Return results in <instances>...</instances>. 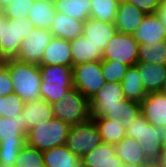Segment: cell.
Returning <instances> with one entry per match:
<instances>
[{"label": "cell", "instance_id": "cell-1", "mask_svg": "<svg viewBox=\"0 0 166 167\" xmlns=\"http://www.w3.org/2000/svg\"><path fill=\"white\" fill-rule=\"evenodd\" d=\"M91 118L120 119L125 130L141 114L139 102L126 100L121 82H106L89 100Z\"/></svg>", "mask_w": 166, "mask_h": 167}, {"label": "cell", "instance_id": "cell-2", "mask_svg": "<svg viewBox=\"0 0 166 167\" xmlns=\"http://www.w3.org/2000/svg\"><path fill=\"white\" fill-rule=\"evenodd\" d=\"M13 82L14 93L25 103L41 99L40 94V69L38 65L20 61L18 59H7L2 61Z\"/></svg>", "mask_w": 166, "mask_h": 167}, {"label": "cell", "instance_id": "cell-3", "mask_svg": "<svg viewBox=\"0 0 166 167\" xmlns=\"http://www.w3.org/2000/svg\"><path fill=\"white\" fill-rule=\"evenodd\" d=\"M126 136L140 144L149 162L159 161L162 143L166 140V126H153L140 114L126 129Z\"/></svg>", "mask_w": 166, "mask_h": 167}, {"label": "cell", "instance_id": "cell-4", "mask_svg": "<svg viewBox=\"0 0 166 167\" xmlns=\"http://www.w3.org/2000/svg\"><path fill=\"white\" fill-rule=\"evenodd\" d=\"M41 99L53 104L62 100L73 85V68L60 65L39 66Z\"/></svg>", "mask_w": 166, "mask_h": 167}, {"label": "cell", "instance_id": "cell-5", "mask_svg": "<svg viewBox=\"0 0 166 167\" xmlns=\"http://www.w3.org/2000/svg\"><path fill=\"white\" fill-rule=\"evenodd\" d=\"M35 28L28 16L18 19H7L0 16V61L15 59L18 56L21 42L29 37Z\"/></svg>", "mask_w": 166, "mask_h": 167}, {"label": "cell", "instance_id": "cell-6", "mask_svg": "<svg viewBox=\"0 0 166 167\" xmlns=\"http://www.w3.org/2000/svg\"><path fill=\"white\" fill-rule=\"evenodd\" d=\"M70 125L53 117L50 121H40L38 126L28 130L26 144L40 151H45L60 145H66Z\"/></svg>", "mask_w": 166, "mask_h": 167}, {"label": "cell", "instance_id": "cell-7", "mask_svg": "<svg viewBox=\"0 0 166 167\" xmlns=\"http://www.w3.org/2000/svg\"><path fill=\"white\" fill-rule=\"evenodd\" d=\"M53 115L73 126L91 118L89 100L75 88L70 89L62 98L52 104Z\"/></svg>", "mask_w": 166, "mask_h": 167}, {"label": "cell", "instance_id": "cell-8", "mask_svg": "<svg viewBox=\"0 0 166 167\" xmlns=\"http://www.w3.org/2000/svg\"><path fill=\"white\" fill-rule=\"evenodd\" d=\"M101 142L98 127L90 118L84 123L70 126L66 146L73 154L81 158Z\"/></svg>", "mask_w": 166, "mask_h": 167}, {"label": "cell", "instance_id": "cell-9", "mask_svg": "<svg viewBox=\"0 0 166 167\" xmlns=\"http://www.w3.org/2000/svg\"><path fill=\"white\" fill-rule=\"evenodd\" d=\"M73 85L88 100L106 83L101 69V60L79 63L73 67Z\"/></svg>", "mask_w": 166, "mask_h": 167}, {"label": "cell", "instance_id": "cell-10", "mask_svg": "<svg viewBox=\"0 0 166 167\" xmlns=\"http://www.w3.org/2000/svg\"><path fill=\"white\" fill-rule=\"evenodd\" d=\"M139 43L132 34L117 32L106 46L102 60H113L127 66L138 63Z\"/></svg>", "mask_w": 166, "mask_h": 167}, {"label": "cell", "instance_id": "cell-11", "mask_svg": "<svg viewBox=\"0 0 166 167\" xmlns=\"http://www.w3.org/2000/svg\"><path fill=\"white\" fill-rule=\"evenodd\" d=\"M53 38L49 30L34 28L29 37L21 42L16 59L30 64L40 65L43 53Z\"/></svg>", "mask_w": 166, "mask_h": 167}, {"label": "cell", "instance_id": "cell-12", "mask_svg": "<svg viewBox=\"0 0 166 167\" xmlns=\"http://www.w3.org/2000/svg\"><path fill=\"white\" fill-rule=\"evenodd\" d=\"M116 33L117 29L114 23L103 22L90 17L84 22L82 36L88 38L97 47V50L103 53Z\"/></svg>", "mask_w": 166, "mask_h": 167}, {"label": "cell", "instance_id": "cell-13", "mask_svg": "<svg viewBox=\"0 0 166 167\" xmlns=\"http://www.w3.org/2000/svg\"><path fill=\"white\" fill-rule=\"evenodd\" d=\"M82 167H122V160L116 155L115 145L101 142L81 157Z\"/></svg>", "mask_w": 166, "mask_h": 167}, {"label": "cell", "instance_id": "cell-14", "mask_svg": "<svg viewBox=\"0 0 166 167\" xmlns=\"http://www.w3.org/2000/svg\"><path fill=\"white\" fill-rule=\"evenodd\" d=\"M141 114L153 126H166V95L148 93L140 102Z\"/></svg>", "mask_w": 166, "mask_h": 167}, {"label": "cell", "instance_id": "cell-15", "mask_svg": "<svg viewBox=\"0 0 166 167\" xmlns=\"http://www.w3.org/2000/svg\"><path fill=\"white\" fill-rule=\"evenodd\" d=\"M133 36L139 44L151 46L158 41H166V29L156 13L147 14Z\"/></svg>", "mask_w": 166, "mask_h": 167}, {"label": "cell", "instance_id": "cell-16", "mask_svg": "<svg viewBox=\"0 0 166 167\" xmlns=\"http://www.w3.org/2000/svg\"><path fill=\"white\" fill-rule=\"evenodd\" d=\"M146 14L127 1H120L117 9L114 25L117 32L132 34L142 23Z\"/></svg>", "mask_w": 166, "mask_h": 167}, {"label": "cell", "instance_id": "cell-17", "mask_svg": "<svg viewBox=\"0 0 166 167\" xmlns=\"http://www.w3.org/2000/svg\"><path fill=\"white\" fill-rule=\"evenodd\" d=\"M60 65L72 67L70 41L53 37L46 47L39 66Z\"/></svg>", "mask_w": 166, "mask_h": 167}, {"label": "cell", "instance_id": "cell-18", "mask_svg": "<svg viewBox=\"0 0 166 167\" xmlns=\"http://www.w3.org/2000/svg\"><path fill=\"white\" fill-rule=\"evenodd\" d=\"M26 120L20 113L13 117L0 118V143H26Z\"/></svg>", "mask_w": 166, "mask_h": 167}, {"label": "cell", "instance_id": "cell-19", "mask_svg": "<svg viewBox=\"0 0 166 167\" xmlns=\"http://www.w3.org/2000/svg\"><path fill=\"white\" fill-rule=\"evenodd\" d=\"M141 77L145 93L160 92L166 77V66L138 62L135 65Z\"/></svg>", "mask_w": 166, "mask_h": 167}, {"label": "cell", "instance_id": "cell-20", "mask_svg": "<svg viewBox=\"0 0 166 167\" xmlns=\"http://www.w3.org/2000/svg\"><path fill=\"white\" fill-rule=\"evenodd\" d=\"M83 25L84 21H78L66 14L56 12L50 32L53 37L70 41L83 35Z\"/></svg>", "mask_w": 166, "mask_h": 167}, {"label": "cell", "instance_id": "cell-21", "mask_svg": "<svg viewBox=\"0 0 166 167\" xmlns=\"http://www.w3.org/2000/svg\"><path fill=\"white\" fill-rule=\"evenodd\" d=\"M116 155L124 164L143 166L149 163L140 144L131 137L126 136L115 144Z\"/></svg>", "mask_w": 166, "mask_h": 167}, {"label": "cell", "instance_id": "cell-22", "mask_svg": "<svg viewBox=\"0 0 166 167\" xmlns=\"http://www.w3.org/2000/svg\"><path fill=\"white\" fill-rule=\"evenodd\" d=\"M22 114L23 120H26L25 122L28 130L34 126H38L40 121L43 120L47 122L54 117L52 104L43 99H37L25 103Z\"/></svg>", "mask_w": 166, "mask_h": 167}, {"label": "cell", "instance_id": "cell-23", "mask_svg": "<svg viewBox=\"0 0 166 167\" xmlns=\"http://www.w3.org/2000/svg\"><path fill=\"white\" fill-rule=\"evenodd\" d=\"M45 167H82L81 158L73 154L66 145L42 152Z\"/></svg>", "mask_w": 166, "mask_h": 167}, {"label": "cell", "instance_id": "cell-24", "mask_svg": "<svg viewBox=\"0 0 166 167\" xmlns=\"http://www.w3.org/2000/svg\"><path fill=\"white\" fill-rule=\"evenodd\" d=\"M72 67L79 63L102 60V52L88 38L79 36L70 40Z\"/></svg>", "mask_w": 166, "mask_h": 167}, {"label": "cell", "instance_id": "cell-25", "mask_svg": "<svg viewBox=\"0 0 166 167\" xmlns=\"http://www.w3.org/2000/svg\"><path fill=\"white\" fill-rule=\"evenodd\" d=\"M92 119L98 127L102 142L115 145L126 137V130L122 120L107 119L105 117Z\"/></svg>", "mask_w": 166, "mask_h": 167}, {"label": "cell", "instance_id": "cell-26", "mask_svg": "<svg viewBox=\"0 0 166 167\" xmlns=\"http://www.w3.org/2000/svg\"><path fill=\"white\" fill-rule=\"evenodd\" d=\"M56 15L54 2L52 0L34 1L31 11L28 13L29 19L36 28L49 30Z\"/></svg>", "mask_w": 166, "mask_h": 167}, {"label": "cell", "instance_id": "cell-27", "mask_svg": "<svg viewBox=\"0 0 166 167\" xmlns=\"http://www.w3.org/2000/svg\"><path fill=\"white\" fill-rule=\"evenodd\" d=\"M56 12L66 14L78 21L91 16V0H53Z\"/></svg>", "mask_w": 166, "mask_h": 167}, {"label": "cell", "instance_id": "cell-28", "mask_svg": "<svg viewBox=\"0 0 166 167\" xmlns=\"http://www.w3.org/2000/svg\"><path fill=\"white\" fill-rule=\"evenodd\" d=\"M121 84L126 100L136 101L140 103L146 96L145 89L141 82V77L135 65L128 68L121 81Z\"/></svg>", "mask_w": 166, "mask_h": 167}, {"label": "cell", "instance_id": "cell-29", "mask_svg": "<svg viewBox=\"0 0 166 167\" xmlns=\"http://www.w3.org/2000/svg\"><path fill=\"white\" fill-rule=\"evenodd\" d=\"M138 62L166 66V41H158L151 46L139 44Z\"/></svg>", "mask_w": 166, "mask_h": 167}, {"label": "cell", "instance_id": "cell-30", "mask_svg": "<svg viewBox=\"0 0 166 167\" xmlns=\"http://www.w3.org/2000/svg\"><path fill=\"white\" fill-rule=\"evenodd\" d=\"M119 0H91V18L114 23Z\"/></svg>", "mask_w": 166, "mask_h": 167}, {"label": "cell", "instance_id": "cell-31", "mask_svg": "<svg viewBox=\"0 0 166 167\" xmlns=\"http://www.w3.org/2000/svg\"><path fill=\"white\" fill-rule=\"evenodd\" d=\"M15 167H45L42 151L26 144L17 156Z\"/></svg>", "mask_w": 166, "mask_h": 167}, {"label": "cell", "instance_id": "cell-32", "mask_svg": "<svg viewBox=\"0 0 166 167\" xmlns=\"http://www.w3.org/2000/svg\"><path fill=\"white\" fill-rule=\"evenodd\" d=\"M129 66L113 60H101L102 74L106 82H121Z\"/></svg>", "mask_w": 166, "mask_h": 167}, {"label": "cell", "instance_id": "cell-33", "mask_svg": "<svg viewBox=\"0 0 166 167\" xmlns=\"http://www.w3.org/2000/svg\"><path fill=\"white\" fill-rule=\"evenodd\" d=\"M34 4V0H14L3 8V15L7 19H20L28 16Z\"/></svg>", "mask_w": 166, "mask_h": 167}, {"label": "cell", "instance_id": "cell-34", "mask_svg": "<svg viewBox=\"0 0 166 167\" xmlns=\"http://www.w3.org/2000/svg\"><path fill=\"white\" fill-rule=\"evenodd\" d=\"M26 143H0V167H15L17 156Z\"/></svg>", "mask_w": 166, "mask_h": 167}, {"label": "cell", "instance_id": "cell-35", "mask_svg": "<svg viewBox=\"0 0 166 167\" xmlns=\"http://www.w3.org/2000/svg\"><path fill=\"white\" fill-rule=\"evenodd\" d=\"M4 117H13L22 113L25 102L15 93L3 97Z\"/></svg>", "mask_w": 166, "mask_h": 167}, {"label": "cell", "instance_id": "cell-36", "mask_svg": "<svg viewBox=\"0 0 166 167\" xmlns=\"http://www.w3.org/2000/svg\"><path fill=\"white\" fill-rule=\"evenodd\" d=\"M12 93H14L13 82L5 64L0 61V96L4 97Z\"/></svg>", "mask_w": 166, "mask_h": 167}, {"label": "cell", "instance_id": "cell-37", "mask_svg": "<svg viewBox=\"0 0 166 167\" xmlns=\"http://www.w3.org/2000/svg\"><path fill=\"white\" fill-rule=\"evenodd\" d=\"M127 2L144 12L146 15L155 14L160 6L158 0H127Z\"/></svg>", "mask_w": 166, "mask_h": 167}, {"label": "cell", "instance_id": "cell-38", "mask_svg": "<svg viewBox=\"0 0 166 167\" xmlns=\"http://www.w3.org/2000/svg\"><path fill=\"white\" fill-rule=\"evenodd\" d=\"M156 15L159 17L164 28L166 29V5H160L156 11Z\"/></svg>", "mask_w": 166, "mask_h": 167}, {"label": "cell", "instance_id": "cell-39", "mask_svg": "<svg viewBox=\"0 0 166 167\" xmlns=\"http://www.w3.org/2000/svg\"><path fill=\"white\" fill-rule=\"evenodd\" d=\"M158 163L160 166L166 167V140L162 143V151Z\"/></svg>", "mask_w": 166, "mask_h": 167}, {"label": "cell", "instance_id": "cell-40", "mask_svg": "<svg viewBox=\"0 0 166 167\" xmlns=\"http://www.w3.org/2000/svg\"><path fill=\"white\" fill-rule=\"evenodd\" d=\"M4 117V100L3 97L0 96V118Z\"/></svg>", "mask_w": 166, "mask_h": 167}, {"label": "cell", "instance_id": "cell-41", "mask_svg": "<svg viewBox=\"0 0 166 167\" xmlns=\"http://www.w3.org/2000/svg\"><path fill=\"white\" fill-rule=\"evenodd\" d=\"M14 0H0V5L2 8L6 7L7 5H9L11 2H13Z\"/></svg>", "mask_w": 166, "mask_h": 167}, {"label": "cell", "instance_id": "cell-42", "mask_svg": "<svg viewBox=\"0 0 166 167\" xmlns=\"http://www.w3.org/2000/svg\"><path fill=\"white\" fill-rule=\"evenodd\" d=\"M143 167H162V166H160L158 162H149L146 165H143Z\"/></svg>", "mask_w": 166, "mask_h": 167}, {"label": "cell", "instance_id": "cell-43", "mask_svg": "<svg viewBox=\"0 0 166 167\" xmlns=\"http://www.w3.org/2000/svg\"><path fill=\"white\" fill-rule=\"evenodd\" d=\"M160 92H162V93H164L166 95V77L164 79V83H163V86H162Z\"/></svg>", "mask_w": 166, "mask_h": 167}, {"label": "cell", "instance_id": "cell-44", "mask_svg": "<svg viewBox=\"0 0 166 167\" xmlns=\"http://www.w3.org/2000/svg\"><path fill=\"white\" fill-rule=\"evenodd\" d=\"M122 167H143V166H136V165H131V164H123Z\"/></svg>", "mask_w": 166, "mask_h": 167}, {"label": "cell", "instance_id": "cell-45", "mask_svg": "<svg viewBox=\"0 0 166 167\" xmlns=\"http://www.w3.org/2000/svg\"><path fill=\"white\" fill-rule=\"evenodd\" d=\"M159 5H166V0H158Z\"/></svg>", "mask_w": 166, "mask_h": 167}, {"label": "cell", "instance_id": "cell-46", "mask_svg": "<svg viewBox=\"0 0 166 167\" xmlns=\"http://www.w3.org/2000/svg\"><path fill=\"white\" fill-rule=\"evenodd\" d=\"M0 14H3V8L0 5Z\"/></svg>", "mask_w": 166, "mask_h": 167}]
</instances>
